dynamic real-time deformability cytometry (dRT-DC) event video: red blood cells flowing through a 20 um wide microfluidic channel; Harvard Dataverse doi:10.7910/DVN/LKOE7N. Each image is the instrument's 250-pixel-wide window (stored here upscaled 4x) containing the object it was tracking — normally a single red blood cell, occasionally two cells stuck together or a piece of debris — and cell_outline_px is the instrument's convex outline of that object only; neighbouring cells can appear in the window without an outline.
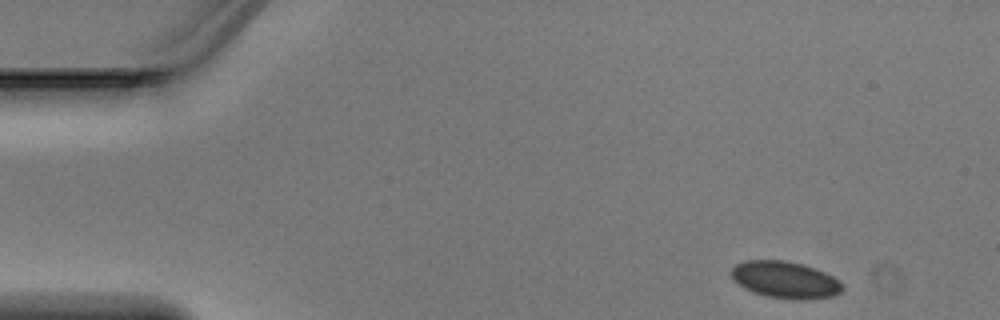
{"species": "Egyptian fruit bat (a non-hibernating species)", "species_latin": "Rousettus aegyptiacus", "temperature_condition": "warm", "stored_images_in_passage": 5, "camera_frame_rate_fps": 3000, "um_per_image_px": 0.085, "animal": {"sex": "male"}, "frame": {"image": 1, "passage_image": 1, "time_ms": 0.0, "image_size_px": [1000, 320], "cell_outline_px": [[844, 288], [840, 292], [832, 296], [800, 300], [796, 300], [764, 296], [752, 292], [744, 288], [732, 276], [732, 268], [736, 264], [744, 260], [784, 260], [816, 268], [840, 280]], "centroid_in_image_um": [66.75, 23.78], "position_along_channel_um": 18.2, "area_um2": 23.81}}
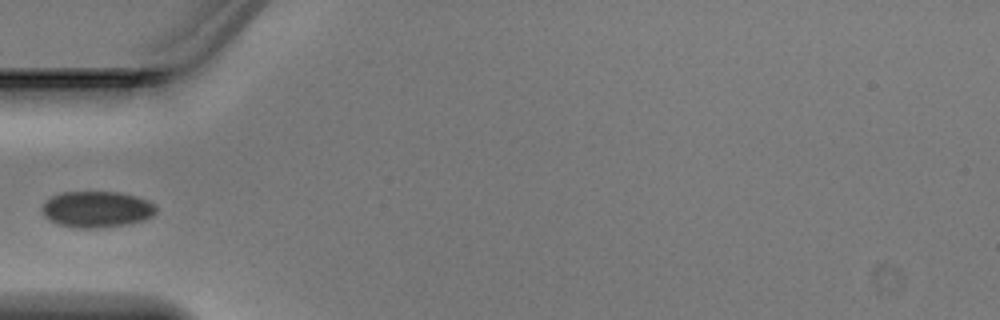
{"frame": {"image": 2, "passage_image": 4, "time_ms": 1.0, "image_size_px": [1000, 320], "cell_outline_px": [[156, 212], [152, 216], [144, 220], [124, 224], [100, 228], [72, 228], [60, 224], [44, 216], [40, 212], [40, 208], [44, 200], [52, 196], [64, 192], [120, 192], [136, 196], [148, 200], [156, 204]], "centroid_in_image_um": [8.21, 17.78], "position_along_channel_um": 76.8, "area_um2": 24.28}}
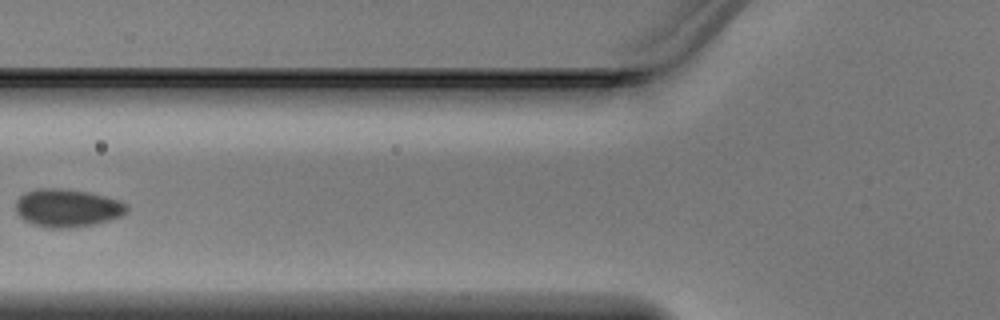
{"frame": {"image": 3, "passage_image": 5, "time_ms": 1.333, "image_size_px": [1000, 320], "cell_outline_px": [[128, 212], [112, 220], [96, 224], [68, 228], [48, 228], [24, 220], [16, 212], [16, 200], [24, 192], [36, 188], [60, 188], [88, 192], [120, 200], [128, 208]], "centroid_in_image_um": [5.72, 17.67], "position_along_channel_um": 120.1, "area_um2": 24.68}}